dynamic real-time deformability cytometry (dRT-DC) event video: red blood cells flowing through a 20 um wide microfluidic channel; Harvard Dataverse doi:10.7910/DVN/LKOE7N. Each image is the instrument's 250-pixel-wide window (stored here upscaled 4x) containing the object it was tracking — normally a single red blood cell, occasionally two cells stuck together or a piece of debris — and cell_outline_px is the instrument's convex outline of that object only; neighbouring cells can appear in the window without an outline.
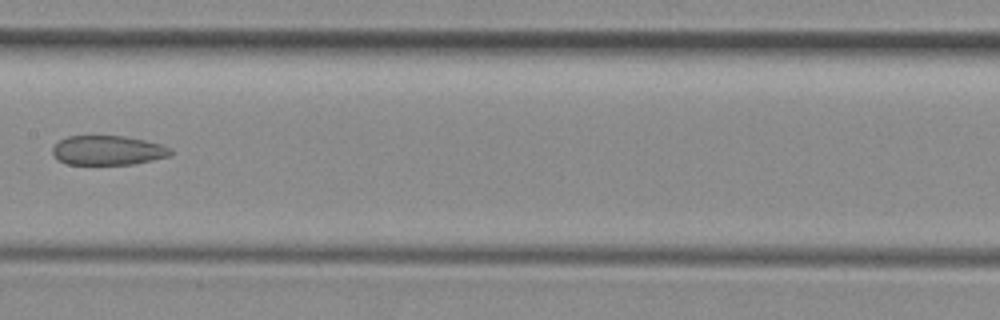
{"species": "common noctule bat (a hibernating species)", "species_latin": "Nyctalus noctula", "temperature_condition": "room temperature", "stored_images_in_passage": 6, "camera_frame_rate_fps": 3000, "um_per_image_px": 0.085, "animal": {"sex": "female", "body_mass_g": 29.2, "forearm_length_mm": 56.3}, "frame": {"image": 1, "passage_image": 5, "time_ms": 1.333, "image_size_px": [1000, 320], "cell_outline_px": [[172, 156], [132, 164], [68, 164], [60, 160], [52, 152], [52, 148], [60, 140], [68, 136], [124, 136], [144, 140], [160, 144], [172, 148]], "centroid_in_image_um": [9.21, 12.77], "position_along_channel_um": 198.2, "area_um2": 20.11}}
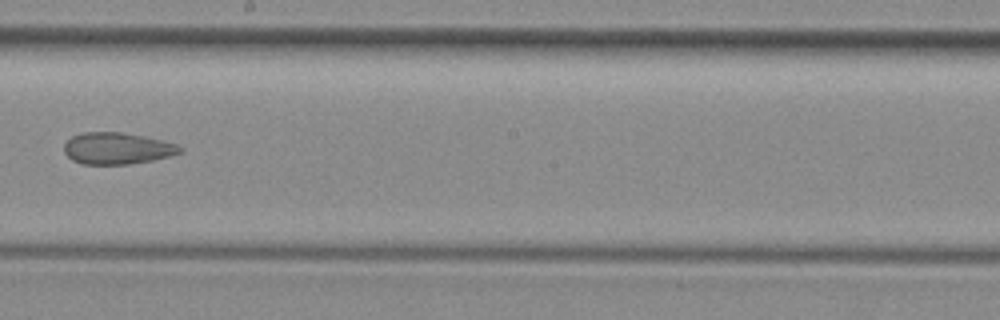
{"frame": {"image": 2, "passage_image": 6, "time_ms": 1.667, "image_size_px": [1000, 320], "cell_outline_px": [[184, 152], [152, 160], [128, 164], [80, 164], [72, 160], [64, 152], [64, 144], [72, 136], [84, 132], [120, 132], [144, 136], [176, 144], [184, 148]], "centroid_in_image_um": [9.95, 12.61], "position_along_channel_um": 238.2, "area_um2": 21.33}}